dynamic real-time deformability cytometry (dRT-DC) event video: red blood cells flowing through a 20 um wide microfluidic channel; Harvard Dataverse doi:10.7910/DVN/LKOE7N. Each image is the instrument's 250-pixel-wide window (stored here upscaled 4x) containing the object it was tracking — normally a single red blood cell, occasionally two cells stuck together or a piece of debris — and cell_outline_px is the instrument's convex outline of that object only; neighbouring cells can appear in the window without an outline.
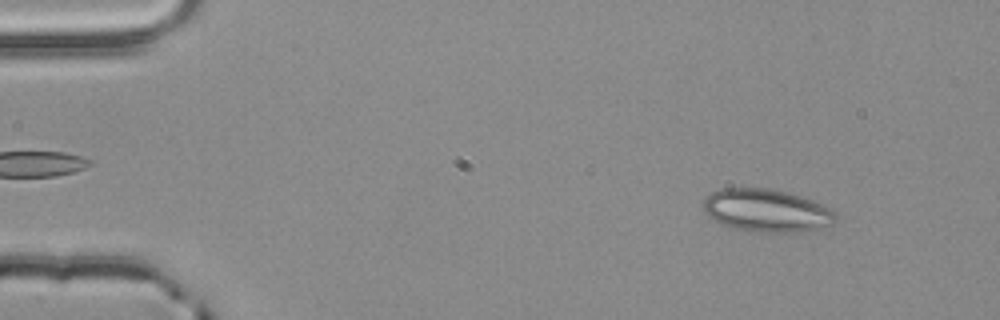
{"species": "common noctule bat (a hibernating species)", "species_latin": "Nyctalus noctula", "temperature_condition": "room temperature", "stored_images_in_passage": 27, "camera_frame_rate_fps": 3000, "um_per_image_px": 0.085, "animal": {"sex": "male", "body_mass_g": 20.4}, "frame": {"image": 1, "passage_image": 6, "time_ms": 1.667, "image_size_px": [1000, 320], "cell_outline_px": [[836, 220], [832, 224], [800, 232], [748, 232], [724, 224], [708, 216], [704, 212], [704, 200], [712, 192], [720, 188], [768, 188], [788, 192], [812, 200], [832, 208], [836, 212]], "centroid_in_image_um": [65.18, 17.89], "position_along_channel_um": 19.8, "area_um2": 32.95}}
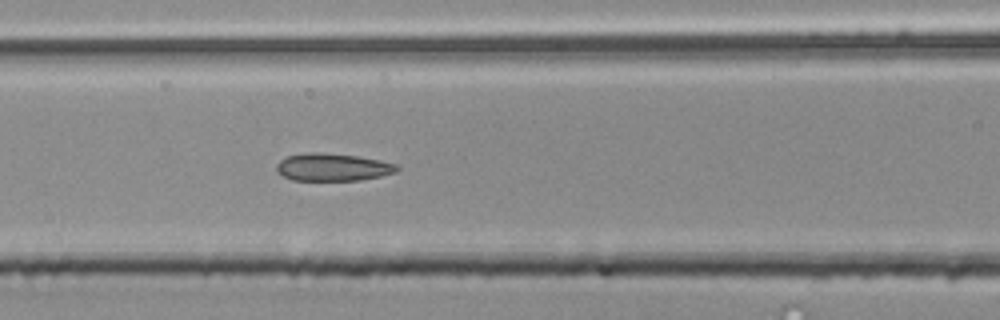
{"frame": {"image": 2, "passage_image": 23, "time_ms": 7.333, "image_size_px": [1000, 320], "cell_outline_px": [[400, 168], [396, 172], [380, 176], [360, 180], [292, 180], [284, 176], [276, 168], [276, 164], [284, 156], [312, 152], [320, 152], [356, 156], [380, 160], [400, 164]], "centroid_in_image_um": [28.31, 14.2], "position_along_channel_um": 138.3, "area_um2": 19.36}}
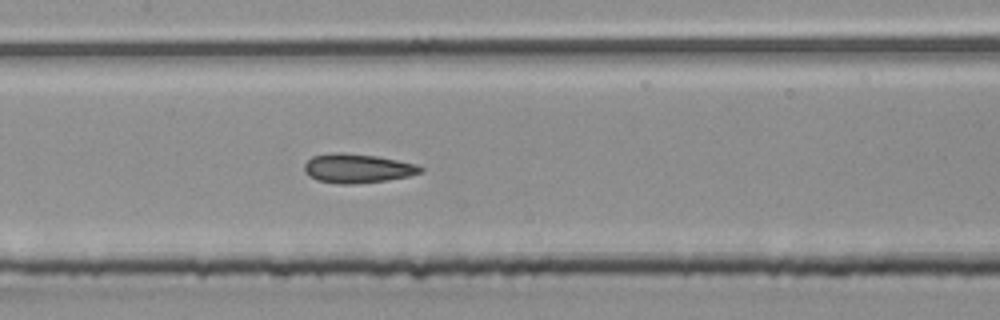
{"frame": {"image": 3, "passage_image": 26, "time_ms": 8.333, "image_size_px": [1000, 320], "cell_outline_px": [[424, 172], [408, 176], [388, 180], [352, 184], [340, 184], [316, 180], [304, 172], [304, 164], [312, 156], [340, 152], [344, 152], [376, 156], [416, 164], [424, 168]], "centroid_in_image_um": [30.38, 14.31], "position_along_channel_um": 177.0, "area_um2": 19.71}}